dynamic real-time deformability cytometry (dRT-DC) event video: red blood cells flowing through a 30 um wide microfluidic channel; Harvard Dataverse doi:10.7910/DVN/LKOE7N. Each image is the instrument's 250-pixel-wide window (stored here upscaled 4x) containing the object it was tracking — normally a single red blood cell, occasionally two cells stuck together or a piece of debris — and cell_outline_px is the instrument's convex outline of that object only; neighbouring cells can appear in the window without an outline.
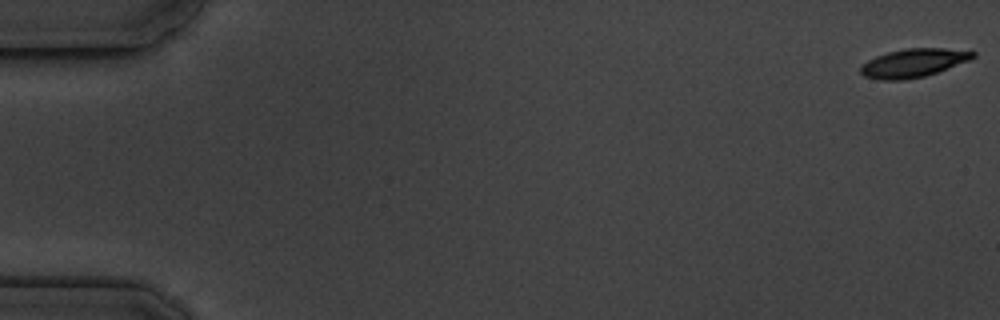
{"species": "common noctule bat (a hibernating species)", "species_latin": "Nyctalus noctula", "temperature_condition": "cold", "stored_images_in_passage": 5, "camera_frame_rate_fps": 3000, "um_per_image_px": 0.085, "animal": {"sex": "male", "body_mass_g": 19.5, "forearm_length_mm": 54.6}, "frame": {"image": 1, "passage_image": 1, "time_ms": 0.0, "image_size_px": [1000, 320], "cell_outline_px": [[976, 56], [968, 60], [936, 72], [924, 76], [900, 80], [880, 80], [864, 76], [860, 72], [860, 64], [876, 56], [888, 52], [904, 48], [944, 48], [976, 52]], "centroid_in_image_um": [77.58, 5.34], "position_along_channel_um": 7.4, "area_um2": 18.44}}
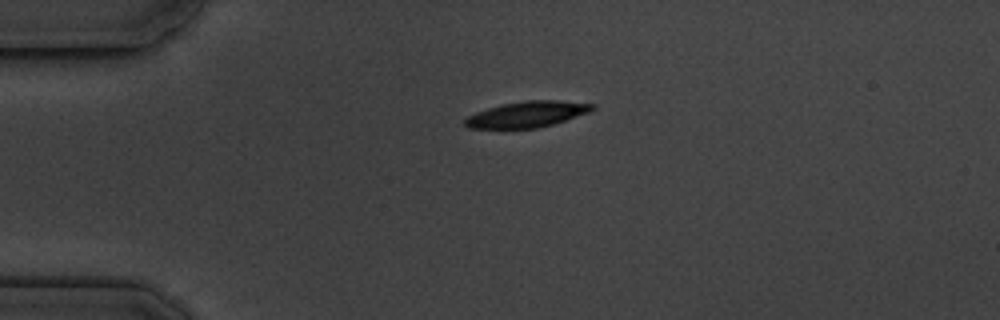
{"frame": {"image": 2, "passage_image": 4, "time_ms": 4.333, "image_size_px": [1000, 320], "cell_outline_px": [[596, 108], [588, 112], [552, 124], [536, 128], [468, 128], [464, 124], [464, 120], [468, 116], [476, 112], [488, 108], [504, 104], [524, 100], [560, 100], [596, 104]], "centroid_in_image_um": [44.81, 9.7], "position_along_channel_um": 40.2, "area_um2": 19.07}}